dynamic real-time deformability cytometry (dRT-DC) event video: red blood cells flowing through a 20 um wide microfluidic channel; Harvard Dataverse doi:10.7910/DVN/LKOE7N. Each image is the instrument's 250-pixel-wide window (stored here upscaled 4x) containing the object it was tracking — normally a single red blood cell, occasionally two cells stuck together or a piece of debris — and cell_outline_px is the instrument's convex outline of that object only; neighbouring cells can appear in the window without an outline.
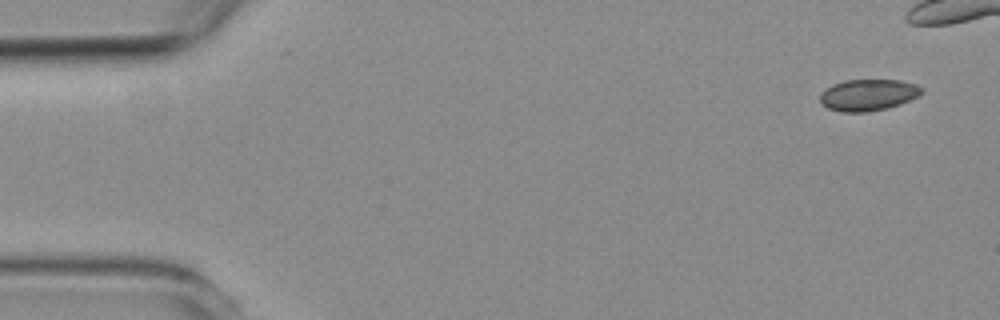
{"species": "common noctule bat (a hibernating species)", "species_latin": "Nyctalus noctula", "temperature_condition": "room temperature", "stored_images_in_passage": 5, "camera_frame_rate_fps": 3000, "um_per_image_px": 0.085, "animal": {"sex": "female", "body_mass_g": 19.3, "forearm_length_mm": 54.1}, "frame": {"image": 1, "passage_image": 1, "time_ms": 0.0, "image_size_px": [1000, 320], "cell_outline_px": [[924, 92], [900, 104], [888, 108], [868, 112], [840, 112], [828, 108], [820, 104], [820, 92], [824, 88], [832, 84], [844, 80], [900, 80], [916, 84], [924, 88]], "centroid_in_image_um": [73.75, 8.07], "position_along_channel_um": 11.2, "area_um2": 18.9}}